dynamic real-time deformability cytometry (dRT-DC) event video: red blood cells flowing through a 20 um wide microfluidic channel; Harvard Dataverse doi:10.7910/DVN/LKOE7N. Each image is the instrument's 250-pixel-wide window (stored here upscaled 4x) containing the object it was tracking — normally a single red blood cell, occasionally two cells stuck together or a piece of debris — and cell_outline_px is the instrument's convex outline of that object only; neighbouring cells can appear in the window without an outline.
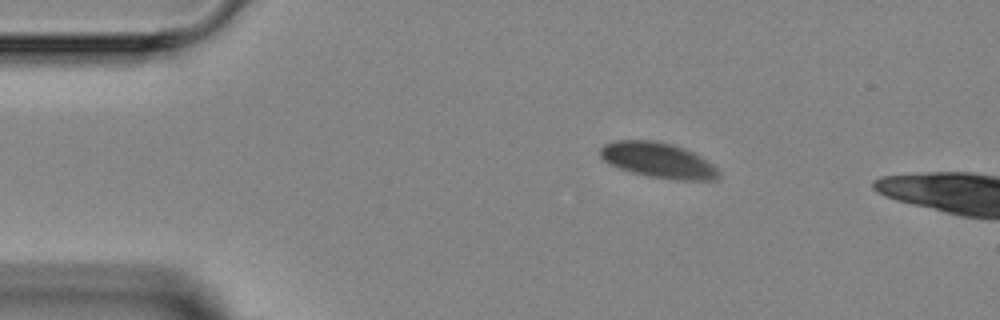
{"species": "Egyptian fruit bat (a non-hibernating species)", "species_latin": "Rousettus aegyptiacus", "temperature_condition": "room temperature", "stored_images_in_passage": 2, "camera_frame_rate_fps": 3000, "um_per_image_px": 0.085, "animal": {"sex": "female"}, "frame": {"image": 1, "passage_image": 1, "time_ms": 0.0, "image_size_px": [1000, 320], "cell_outline_px": [[720, 180], [676, 180], [648, 176], [616, 168], [608, 164], [600, 156], [600, 148], [604, 144], [616, 140], [656, 140], [672, 144], [684, 148], [700, 156], [712, 164], [720, 172]], "centroid_in_image_um": [55.94, 13.62], "position_along_channel_um": 29.1, "area_um2": 24.62}}